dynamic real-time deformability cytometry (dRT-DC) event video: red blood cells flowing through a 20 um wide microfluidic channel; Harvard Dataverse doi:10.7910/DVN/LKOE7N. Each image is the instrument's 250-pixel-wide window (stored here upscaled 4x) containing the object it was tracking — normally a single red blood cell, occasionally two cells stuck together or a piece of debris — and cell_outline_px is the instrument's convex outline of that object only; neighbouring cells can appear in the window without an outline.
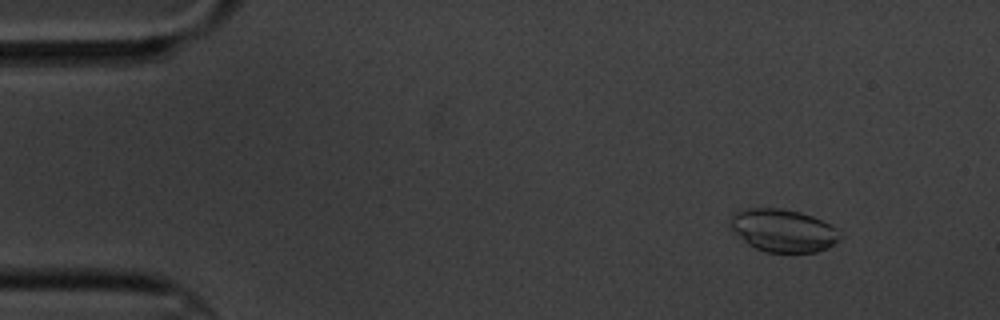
{"species": "common noctule bat (a hibernating species)", "species_latin": "Nyctalus noctula", "temperature_condition": "cold", "stored_images_in_passage": 5, "camera_frame_rate_fps": 3000, "um_per_image_px": 0.085, "animal": {"sex": "male", "body_mass_g": 20.1, "forearm_length_mm": 53.5}, "frame": {"image": 1, "passage_image": 2, "time_ms": 2.0, "image_size_px": [1000, 320], "cell_outline_px": [[840, 236], [828, 248], [816, 252], [768, 252], [756, 248], [748, 244], [732, 228], [732, 212], [748, 208], [780, 208], [800, 212], [812, 216], [836, 228], [840, 232]], "centroid_in_image_um": [66.57, 19.58], "position_along_channel_um": 18.4, "area_um2": 26.82}}